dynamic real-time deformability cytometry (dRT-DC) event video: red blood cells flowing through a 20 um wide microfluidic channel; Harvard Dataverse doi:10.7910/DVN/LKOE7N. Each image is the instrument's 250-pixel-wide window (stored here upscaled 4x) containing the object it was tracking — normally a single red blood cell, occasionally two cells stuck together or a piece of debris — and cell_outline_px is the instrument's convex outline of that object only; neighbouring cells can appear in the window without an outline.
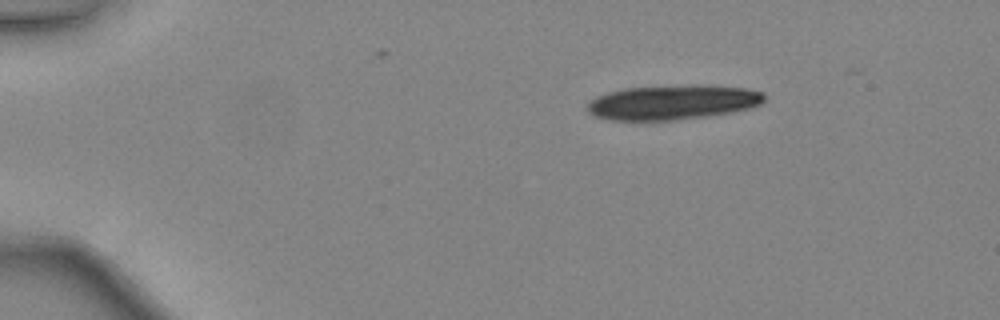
{"species": "common noctule bat (a hibernating species)", "species_latin": "Nyctalus noctula", "temperature_condition": "warm", "stored_images_in_passage": 11, "camera_frame_rate_fps": 3000, "um_per_image_px": 0.085, "animal": {"sex": "female", "body_mass_g": 24.6, "forearm_length_mm": 56.2}, "frame": {"image": 1, "passage_image": 1, "time_ms": 0.0, "image_size_px": [1000, 320], "cell_outline_px": [[764, 100], [760, 104], [748, 108], [728, 112], [704, 116], [676, 120], [608, 120], [596, 116], [588, 112], [588, 104], [596, 96], [608, 92], [624, 88], [696, 84], [700, 84], [744, 88], [764, 92]], "centroid_in_image_um": [57.16, 8.68], "position_along_channel_um": 27.8, "area_um2": 35.6}}